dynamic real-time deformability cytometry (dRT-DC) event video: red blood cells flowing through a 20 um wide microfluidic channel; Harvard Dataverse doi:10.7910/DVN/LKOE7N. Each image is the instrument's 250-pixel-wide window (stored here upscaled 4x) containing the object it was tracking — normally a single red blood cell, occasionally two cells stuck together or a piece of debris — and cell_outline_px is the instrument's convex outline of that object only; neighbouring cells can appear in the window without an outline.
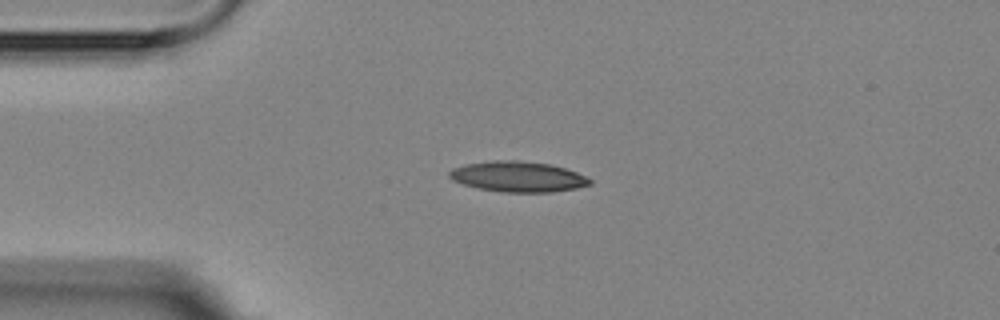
{"species": "Egyptian fruit bat (a non-hibernating species)", "species_latin": "Rousettus aegyptiacus", "temperature_condition": "room temperature", "stored_images_in_passage": 5, "camera_frame_rate_fps": 3000, "um_per_image_px": 0.085, "animal": {"sex": "female"}, "frame": {"image": 1, "passage_image": 5, "time_ms": 6.333, "image_size_px": [1000, 320], "cell_outline_px": [[592, 184], [576, 188], [552, 192], [504, 192], [480, 188], [464, 184], [452, 180], [448, 176], [448, 172], [452, 168], [468, 164], [496, 160], [520, 160], [552, 164], [576, 172], [592, 180]], "centroid_in_image_um": [44.04, 15.01], "position_along_channel_um": 41.0, "area_um2": 24.85}}